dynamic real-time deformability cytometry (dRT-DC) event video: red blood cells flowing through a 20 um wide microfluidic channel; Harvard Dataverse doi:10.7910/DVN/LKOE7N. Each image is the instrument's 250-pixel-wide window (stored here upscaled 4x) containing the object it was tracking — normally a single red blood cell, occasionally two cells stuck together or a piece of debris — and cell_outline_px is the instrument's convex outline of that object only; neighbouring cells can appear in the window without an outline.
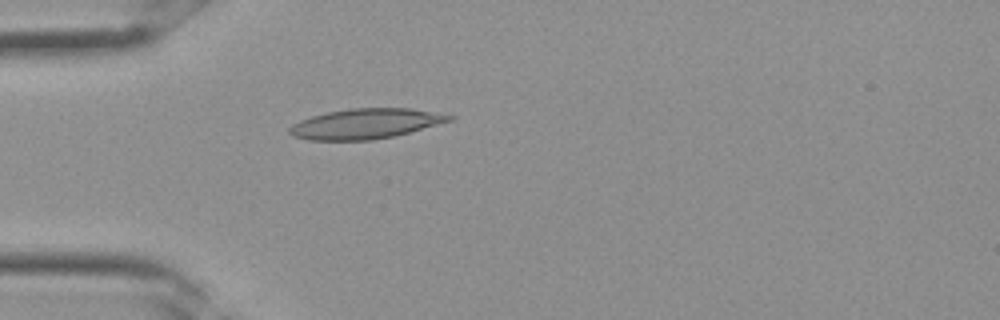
{"species": "Egyptian fruit bat (a non-hibernating species)", "species_latin": "Rousettus aegyptiacus", "temperature_condition": "room temperature", "stored_images_in_passage": 25, "camera_frame_rate_fps": 3000, "um_per_image_px": 0.085, "frame": {"image": 1, "passage_image": 1, "time_ms": 0.0, "image_size_px": [1000, 320], "cell_outline_px": [[456, 116], [452, 120], [408, 132], [392, 136], [372, 140], [308, 140], [292, 136], [288, 132], [288, 128], [292, 124], [300, 120], [312, 116], [328, 112], [352, 108], [412, 108]], "centroid_in_image_um": [31.03, 10.51], "position_along_channel_um": 54.0, "area_um2": 27.86}}
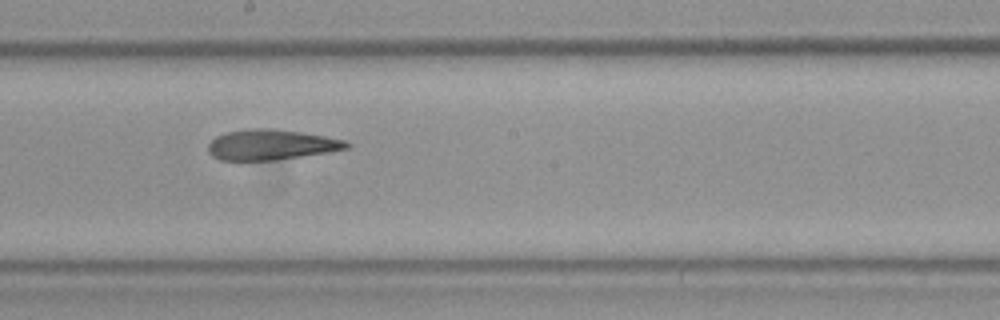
{"frame": {"image": 2, "passage_image": 10, "time_ms": 3.0, "image_size_px": [1000, 320], "cell_outline_px": [[352, 144], [348, 148], [328, 152], [276, 160], [220, 160], [212, 156], [208, 152], [208, 144], [216, 136], [228, 132], [252, 128], [276, 128], [324, 136], [344, 140]], "centroid_in_image_um": [23.04, 12.3], "position_along_channel_um": 225.2, "area_um2": 24.45}}
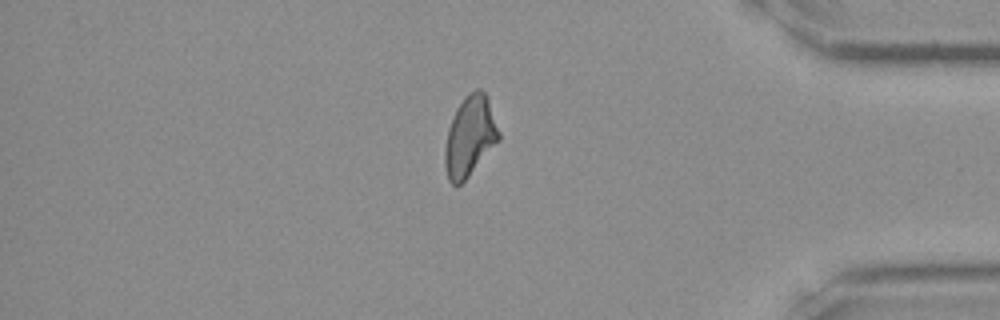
{"frame": {"image": 3, "passage_image": 20, "time_ms": 6.333, "image_size_px": [1000, 320], "cell_outline_px": [[500, 140], [468, 176], [456, 188], [448, 180], [444, 164], [444, 148], [448, 128], [456, 108], [464, 96], [468, 92], [476, 88], [480, 88], [488, 96], [500, 132]], "centroid_in_image_um": [39.94, 11.56], "position_along_channel_um": 395.3, "area_um2": 25.55}}